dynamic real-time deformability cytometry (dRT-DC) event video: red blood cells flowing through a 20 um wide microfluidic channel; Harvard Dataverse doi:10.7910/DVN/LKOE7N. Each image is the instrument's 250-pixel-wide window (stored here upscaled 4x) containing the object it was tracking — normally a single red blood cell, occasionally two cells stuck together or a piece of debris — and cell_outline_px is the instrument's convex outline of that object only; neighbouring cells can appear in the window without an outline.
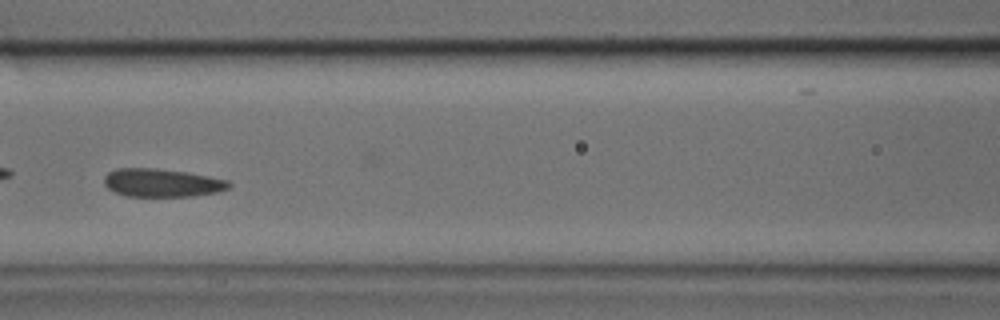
{"species": "common noctule bat (a hibernating species)", "species_latin": "Nyctalus noctula", "temperature_condition": "cold", "stored_images_in_passage": 32, "camera_frame_rate_fps": 3000, "um_per_image_px": 0.085, "animal": {"sex": "male", "body_mass_g": 17.9, "forearm_length_mm": 54.2}, "frame": {"image": 1, "passage_image": 10, "time_ms": 3.0, "image_size_px": [1000, 320], "cell_outline_px": [[232, 184], [228, 188], [216, 192], [192, 196], [128, 196], [116, 192], [108, 188], [104, 184], [104, 176], [108, 172], [116, 168], [156, 168], [188, 172], [228, 180]], "centroid_in_image_um": [13.75, 15.52], "position_along_channel_um": 152.8, "area_um2": 20.46}}